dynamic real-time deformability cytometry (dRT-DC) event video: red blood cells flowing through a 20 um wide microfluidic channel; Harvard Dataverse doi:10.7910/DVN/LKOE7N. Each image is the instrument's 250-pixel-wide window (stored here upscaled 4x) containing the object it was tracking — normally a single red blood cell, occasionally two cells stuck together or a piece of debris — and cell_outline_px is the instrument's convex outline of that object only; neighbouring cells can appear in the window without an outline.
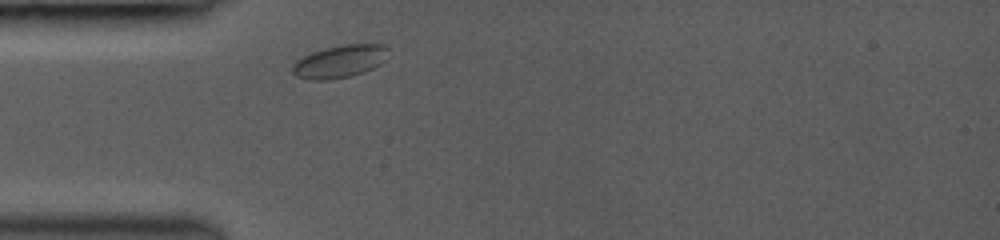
{"species": "common noctule bat (a hibernating species)", "species_latin": "Nyctalus noctula", "temperature_condition": "room temperature", "stored_images_in_passage": 1, "camera_frame_rate_fps": 3000, "um_per_image_px": 0.085, "animal": {"sex": "female", "body_mass_g": 19.0, "forearm_length_mm": 53.3}, "frame": {"image": 1, "passage_image": 1, "time_ms": 0.0, "image_size_px": [1000, 240], "cell_outline_px": [[388, 48], [384, 60], [380, 64], [364, 72], [348, 76], [328, 80], [312, 80], [296, 76], [292, 72], [292, 64], [296, 60], [312, 52], [324, 48], [344, 44], [384, 44]], "centroid_in_image_um": [28.85, 5.22], "position_along_channel_um": 56.1, "area_um2": 18.15}}